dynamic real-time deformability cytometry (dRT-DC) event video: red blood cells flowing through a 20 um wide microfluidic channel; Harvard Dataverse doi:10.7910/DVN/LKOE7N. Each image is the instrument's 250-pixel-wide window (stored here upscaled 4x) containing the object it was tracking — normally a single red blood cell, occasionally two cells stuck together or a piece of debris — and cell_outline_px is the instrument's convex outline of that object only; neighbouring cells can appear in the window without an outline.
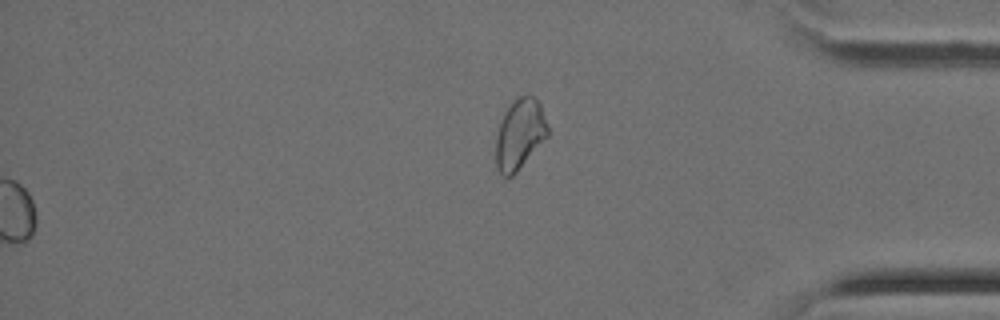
{"species": "Egyptian fruit bat (a non-hibernating species)", "species_latin": "Rousettus aegyptiacus", "temperature_condition": "cold", "stored_images_in_passage": 34, "segment_of_instrument_passage": [2, 2], "camera_frame_rate_fps": 3000, "um_per_image_px": 0.085, "animal": {"sex": "female"}, "frame": {"image": 1, "passage_image": 34, "time_ms": 11.0, "image_size_px": [1000, 320], "cell_outline_px": [[548, 136], [516, 172], [512, 176], [500, 176], [496, 168], [496, 136], [504, 112], [512, 100], [528, 92], [540, 104], [548, 128]], "centroid_in_image_um": [44.16, 11.39], "position_along_channel_um": 391.0, "area_um2": 21.27}}